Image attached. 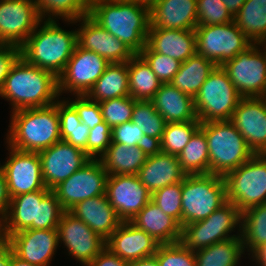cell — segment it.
I'll use <instances>...</instances> for the list:
<instances>
[{
	"label": "cell",
	"mask_w": 266,
	"mask_h": 266,
	"mask_svg": "<svg viewBox=\"0 0 266 266\" xmlns=\"http://www.w3.org/2000/svg\"><path fill=\"white\" fill-rule=\"evenodd\" d=\"M88 15L135 54L146 46L150 8L136 0H99L89 7Z\"/></svg>",
	"instance_id": "1"
},
{
	"label": "cell",
	"mask_w": 266,
	"mask_h": 266,
	"mask_svg": "<svg viewBox=\"0 0 266 266\" xmlns=\"http://www.w3.org/2000/svg\"><path fill=\"white\" fill-rule=\"evenodd\" d=\"M0 96L10 102L12 112L49 106L60 98L58 77L21 56L5 79Z\"/></svg>",
	"instance_id": "2"
},
{
	"label": "cell",
	"mask_w": 266,
	"mask_h": 266,
	"mask_svg": "<svg viewBox=\"0 0 266 266\" xmlns=\"http://www.w3.org/2000/svg\"><path fill=\"white\" fill-rule=\"evenodd\" d=\"M6 145L24 152H39L61 140L57 101L45 107L11 112Z\"/></svg>",
	"instance_id": "3"
},
{
	"label": "cell",
	"mask_w": 266,
	"mask_h": 266,
	"mask_svg": "<svg viewBox=\"0 0 266 266\" xmlns=\"http://www.w3.org/2000/svg\"><path fill=\"white\" fill-rule=\"evenodd\" d=\"M57 21L42 20L21 46V56L59 77L77 45V30H64Z\"/></svg>",
	"instance_id": "4"
},
{
	"label": "cell",
	"mask_w": 266,
	"mask_h": 266,
	"mask_svg": "<svg viewBox=\"0 0 266 266\" xmlns=\"http://www.w3.org/2000/svg\"><path fill=\"white\" fill-rule=\"evenodd\" d=\"M64 212L56 194L49 189L12 197L9 210L2 219L6 239L26 229L57 228Z\"/></svg>",
	"instance_id": "5"
},
{
	"label": "cell",
	"mask_w": 266,
	"mask_h": 266,
	"mask_svg": "<svg viewBox=\"0 0 266 266\" xmlns=\"http://www.w3.org/2000/svg\"><path fill=\"white\" fill-rule=\"evenodd\" d=\"M209 154V174L225 177L255 154L231 121L201 122Z\"/></svg>",
	"instance_id": "6"
},
{
	"label": "cell",
	"mask_w": 266,
	"mask_h": 266,
	"mask_svg": "<svg viewBox=\"0 0 266 266\" xmlns=\"http://www.w3.org/2000/svg\"><path fill=\"white\" fill-rule=\"evenodd\" d=\"M227 202L224 177L186 175L182 181V226L209 217Z\"/></svg>",
	"instance_id": "7"
},
{
	"label": "cell",
	"mask_w": 266,
	"mask_h": 266,
	"mask_svg": "<svg viewBox=\"0 0 266 266\" xmlns=\"http://www.w3.org/2000/svg\"><path fill=\"white\" fill-rule=\"evenodd\" d=\"M242 96L227 72L216 66L194 97V108L200 122L230 121Z\"/></svg>",
	"instance_id": "8"
},
{
	"label": "cell",
	"mask_w": 266,
	"mask_h": 266,
	"mask_svg": "<svg viewBox=\"0 0 266 266\" xmlns=\"http://www.w3.org/2000/svg\"><path fill=\"white\" fill-rule=\"evenodd\" d=\"M242 213L227 201L206 219L182 226L180 242L196 251L219 241L241 236ZM237 228V235L231 234Z\"/></svg>",
	"instance_id": "9"
},
{
	"label": "cell",
	"mask_w": 266,
	"mask_h": 266,
	"mask_svg": "<svg viewBox=\"0 0 266 266\" xmlns=\"http://www.w3.org/2000/svg\"><path fill=\"white\" fill-rule=\"evenodd\" d=\"M227 201L242 213L266 203V154H255L225 177Z\"/></svg>",
	"instance_id": "10"
},
{
	"label": "cell",
	"mask_w": 266,
	"mask_h": 266,
	"mask_svg": "<svg viewBox=\"0 0 266 266\" xmlns=\"http://www.w3.org/2000/svg\"><path fill=\"white\" fill-rule=\"evenodd\" d=\"M194 31L196 53L212 61L216 66H222L253 44L234 21L218 25L197 26Z\"/></svg>",
	"instance_id": "11"
},
{
	"label": "cell",
	"mask_w": 266,
	"mask_h": 266,
	"mask_svg": "<svg viewBox=\"0 0 266 266\" xmlns=\"http://www.w3.org/2000/svg\"><path fill=\"white\" fill-rule=\"evenodd\" d=\"M221 67L242 97H262L266 92V52L260 44H252Z\"/></svg>",
	"instance_id": "12"
},
{
	"label": "cell",
	"mask_w": 266,
	"mask_h": 266,
	"mask_svg": "<svg viewBox=\"0 0 266 266\" xmlns=\"http://www.w3.org/2000/svg\"><path fill=\"white\" fill-rule=\"evenodd\" d=\"M108 174L100 159H90L81 169L57 185L52 191L65 211L78 202L106 194Z\"/></svg>",
	"instance_id": "13"
},
{
	"label": "cell",
	"mask_w": 266,
	"mask_h": 266,
	"mask_svg": "<svg viewBox=\"0 0 266 266\" xmlns=\"http://www.w3.org/2000/svg\"><path fill=\"white\" fill-rule=\"evenodd\" d=\"M108 65L109 62L105 58L76 45L66 68L58 77L59 96H62V93H71L73 96L87 95Z\"/></svg>",
	"instance_id": "14"
},
{
	"label": "cell",
	"mask_w": 266,
	"mask_h": 266,
	"mask_svg": "<svg viewBox=\"0 0 266 266\" xmlns=\"http://www.w3.org/2000/svg\"><path fill=\"white\" fill-rule=\"evenodd\" d=\"M41 21L34 0H0V44L21 47Z\"/></svg>",
	"instance_id": "15"
},
{
	"label": "cell",
	"mask_w": 266,
	"mask_h": 266,
	"mask_svg": "<svg viewBox=\"0 0 266 266\" xmlns=\"http://www.w3.org/2000/svg\"><path fill=\"white\" fill-rule=\"evenodd\" d=\"M3 163L10 198L46 188L42 178L41 159L38 152H24L11 148Z\"/></svg>",
	"instance_id": "16"
},
{
	"label": "cell",
	"mask_w": 266,
	"mask_h": 266,
	"mask_svg": "<svg viewBox=\"0 0 266 266\" xmlns=\"http://www.w3.org/2000/svg\"><path fill=\"white\" fill-rule=\"evenodd\" d=\"M57 230L60 246L63 243L69 255L83 266L106 247V240L69 211L62 214Z\"/></svg>",
	"instance_id": "17"
},
{
	"label": "cell",
	"mask_w": 266,
	"mask_h": 266,
	"mask_svg": "<svg viewBox=\"0 0 266 266\" xmlns=\"http://www.w3.org/2000/svg\"><path fill=\"white\" fill-rule=\"evenodd\" d=\"M38 154L41 159L42 178L49 190H53L91 159L82 149L64 140L39 151Z\"/></svg>",
	"instance_id": "18"
},
{
	"label": "cell",
	"mask_w": 266,
	"mask_h": 266,
	"mask_svg": "<svg viewBox=\"0 0 266 266\" xmlns=\"http://www.w3.org/2000/svg\"><path fill=\"white\" fill-rule=\"evenodd\" d=\"M68 24L78 23L77 45L85 50L93 51L105 58L109 64L128 62L135 53L96 23L89 15L75 21H65Z\"/></svg>",
	"instance_id": "19"
},
{
	"label": "cell",
	"mask_w": 266,
	"mask_h": 266,
	"mask_svg": "<svg viewBox=\"0 0 266 266\" xmlns=\"http://www.w3.org/2000/svg\"><path fill=\"white\" fill-rule=\"evenodd\" d=\"M106 196L123 222L131 221L151 200L137 175H108Z\"/></svg>",
	"instance_id": "20"
},
{
	"label": "cell",
	"mask_w": 266,
	"mask_h": 266,
	"mask_svg": "<svg viewBox=\"0 0 266 266\" xmlns=\"http://www.w3.org/2000/svg\"><path fill=\"white\" fill-rule=\"evenodd\" d=\"M12 252L37 266H50L59 246L58 230L26 229L7 238Z\"/></svg>",
	"instance_id": "21"
},
{
	"label": "cell",
	"mask_w": 266,
	"mask_h": 266,
	"mask_svg": "<svg viewBox=\"0 0 266 266\" xmlns=\"http://www.w3.org/2000/svg\"><path fill=\"white\" fill-rule=\"evenodd\" d=\"M230 121L254 154H266V102L262 97H242Z\"/></svg>",
	"instance_id": "22"
},
{
	"label": "cell",
	"mask_w": 266,
	"mask_h": 266,
	"mask_svg": "<svg viewBox=\"0 0 266 266\" xmlns=\"http://www.w3.org/2000/svg\"><path fill=\"white\" fill-rule=\"evenodd\" d=\"M160 243L130 221L122 222L106 240V247L127 262L154 256Z\"/></svg>",
	"instance_id": "23"
},
{
	"label": "cell",
	"mask_w": 266,
	"mask_h": 266,
	"mask_svg": "<svg viewBox=\"0 0 266 266\" xmlns=\"http://www.w3.org/2000/svg\"><path fill=\"white\" fill-rule=\"evenodd\" d=\"M136 175L152 194L165 186L183 181L187 174L182 170L178 156L164 153L154 147Z\"/></svg>",
	"instance_id": "24"
},
{
	"label": "cell",
	"mask_w": 266,
	"mask_h": 266,
	"mask_svg": "<svg viewBox=\"0 0 266 266\" xmlns=\"http://www.w3.org/2000/svg\"><path fill=\"white\" fill-rule=\"evenodd\" d=\"M149 29L194 30L197 0H159L150 8Z\"/></svg>",
	"instance_id": "25"
},
{
	"label": "cell",
	"mask_w": 266,
	"mask_h": 266,
	"mask_svg": "<svg viewBox=\"0 0 266 266\" xmlns=\"http://www.w3.org/2000/svg\"><path fill=\"white\" fill-rule=\"evenodd\" d=\"M69 212L107 240L123 222L110 205L106 194L78 202Z\"/></svg>",
	"instance_id": "26"
},
{
	"label": "cell",
	"mask_w": 266,
	"mask_h": 266,
	"mask_svg": "<svg viewBox=\"0 0 266 266\" xmlns=\"http://www.w3.org/2000/svg\"><path fill=\"white\" fill-rule=\"evenodd\" d=\"M149 101L167 123L199 121L194 108V98L171 83H162Z\"/></svg>",
	"instance_id": "27"
},
{
	"label": "cell",
	"mask_w": 266,
	"mask_h": 266,
	"mask_svg": "<svg viewBox=\"0 0 266 266\" xmlns=\"http://www.w3.org/2000/svg\"><path fill=\"white\" fill-rule=\"evenodd\" d=\"M146 44L183 63L196 53V34L194 30L149 29Z\"/></svg>",
	"instance_id": "28"
},
{
	"label": "cell",
	"mask_w": 266,
	"mask_h": 266,
	"mask_svg": "<svg viewBox=\"0 0 266 266\" xmlns=\"http://www.w3.org/2000/svg\"><path fill=\"white\" fill-rule=\"evenodd\" d=\"M130 222L160 244L180 242L181 225L173 217L163 213L151 200Z\"/></svg>",
	"instance_id": "29"
},
{
	"label": "cell",
	"mask_w": 266,
	"mask_h": 266,
	"mask_svg": "<svg viewBox=\"0 0 266 266\" xmlns=\"http://www.w3.org/2000/svg\"><path fill=\"white\" fill-rule=\"evenodd\" d=\"M153 148L111 143L99 159L108 175H136Z\"/></svg>",
	"instance_id": "30"
},
{
	"label": "cell",
	"mask_w": 266,
	"mask_h": 266,
	"mask_svg": "<svg viewBox=\"0 0 266 266\" xmlns=\"http://www.w3.org/2000/svg\"><path fill=\"white\" fill-rule=\"evenodd\" d=\"M86 96L91 101L98 103L108 99L130 96L128 62L109 64Z\"/></svg>",
	"instance_id": "31"
},
{
	"label": "cell",
	"mask_w": 266,
	"mask_h": 266,
	"mask_svg": "<svg viewBox=\"0 0 266 266\" xmlns=\"http://www.w3.org/2000/svg\"><path fill=\"white\" fill-rule=\"evenodd\" d=\"M215 67L212 61L195 53L180 64L179 71L170 83L194 98Z\"/></svg>",
	"instance_id": "32"
},
{
	"label": "cell",
	"mask_w": 266,
	"mask_h": 266,
	"mask_svg": "<svg viewBox=\"0 0 266 266\" xmlns=\"http://www.w3.org/2000/svg\"><path fill=\"white\" fill-rule=\"evenodd\" d=\"M194 254L196 266H238L245 254L242 236L219 241Z\"/></svg>",
	"instance_id": "33"
},
{
	"label": "cell",
	"mask_w": 266,
	"mask_h": 266,
	"mask_svg": "<svg viewBox=\"0 0 266 266\" xmlns=\"http://www.w3.org/2000/svg\"><path fill=\"white\" fill-rule=\"evenodd\" d=\"M128 81L129 93L134 100L149 101L162 84L139 54L128 61Z\"/></svg>",
	"instance_id": "34"
},
{
	"label": "cell",
	"mask_w": 266,
	"mask_h": 266,
	"mask_svg": "<svg viewBox=\"0 0 266 266\" xmlns=\"http://www.w3.org/2000/svg\"><path fill=\"white\" fill-rule=\"evenodd\" d=\"M234 23L253 44L266 40V0H246Z\"/></svg>",
	"instance_id": "35"
},
{
	"label": "cell",
	"mask_w": 266,
	"mask_h": 266,
	"mask_svg": "<svg viewBox=\"0 0 266 266\" xmlns=\"http://www.w3.org/2000/svg\"><path fill=\"white\" fill-rule=\"evenodd\" d=\"M241 236L249 256L266 244V203L242 212Z\"/></svg>",
	"instance_id": "36"
},
{
	"label": "cell",
	"mask_w": 266,
	"mask_h": 266,
	"mask_svg": "<svg viewBox=\"0 0 266 266\" xmlns=\"http://www.w3.org/2000/svg\"><path fill=\"white\" fill-rule=\"evenodd\" d=\"M57 110L61 140L82 149L87 154V139L90 129L81 122L78 112L66 99L57 100Z\"/></svg>",
	"instance_id": "37"
},
{
	"label": "cell",
	"mask_w": 266,
	"mask_h": 266,
	"mask_svg": "<svg viewBox=\"0 0 266 266\" xmlns=\"http://www.w3.org/2000/svg\"><path fill=\"white\" fill-rule=\"evenodd\" d=\"M178 160L187 175L209 174L208 144L201 128L194 133L178 155Z\"/></svg>",
	"instance_id": "38"
},
{
	"label": "cell",
	"mask_w": 266,
	"mask_h": 266,
	"mask_svg": "<svg viewBox=\"0 0 266 266\" xmlns=\"http://www.w3.org/2000/svg\"><path fill=\"white\" fill-rule=\"evenodd\" d=\"M131 121L144 133L147 140L156 147L162 138L167 122L153 107L152 103L146 100H135Z\"/></svg>",
	"instance_id": "39"
},
{
	"label": "cell",
	"mask_w": 266,
	"mask_h": 266,
	"mask_svg": "<svg viewBox=\"0 0 266 266\" xmlns=\"http://www.w3.org/2000/svg\"><path fill=\"white\" fill-rule=\"evenodd\" d=\"M42 20L75 21L89 14L82 0H34Z\"/></svg>",
	"instance_id": "40"
},
{
	"label": "cell",
	"mask_w": 266,
	"mask_h": 266,
	"mask_svg": "<svg viewBox=\"0 0 266 266\" xmlns=\"http://www.w3.org/2000/svg\"><path fill=\"white\" fill-rule=\"evenodd\" d=\"M200 123V121L166 123L162 138L156 148L164 153L178 156L200 128Z\"/></svg>",
	"instance_id": "41"
},
{
	"label": "cell",
	"mask_w": 266,
	"mask_h": 266,
	"mask_svg": "<svg viewBox=\"0 0 266 266\" xmlns=\"http://www.w3.org/2000/svg\"><path fill=\"white\" fill-rule=\"evenodd\" d=\"M151 201L182 227V181L155 191L151 194Z\"/></svg>",
	"instance_id": "42"
},
{
	"label": "cell",
	"mask_w": 266,
	"mask_h": 266,
	"mask_svg": "<svg viewBox=\"0 0 266 266\" xmlns=\"http://www.w3.org/2000/svg\"><path fill=\"white\" fill-rule=\"evenodd\" d=\"M135 100L131 96L104 100L99 103L103 120L112 128L132 120Z\"/></svg>",
	"instance_id": "43"
},
{
	"label": "cell",
	"mask_w": 266,
	"mask_h": 266,
	"mask_svg": "<svg viewBox=\"0 0 266 266\" xmlns=\"http://www.w3.org/2000/svg\"><path fill=\"white\" fill-rule=\"evenodd\" d=\"M139 55L147 62L161 83H170L179 71L180 61L153 51L147 44Z\"/></svg>",
	"instance_id": "44"
},
{
	"label": "cell",
	"mask_w": 266,
	"mask_h": 266,
	"mask_svg": "<svg viewBox=\"0 0 266 266\" xmlns=\"http://www.w3.org/2000/svg\"><path fill=\"white\" fill-rule=\"evenodd\" d=\"M154 256L159 266H196L194 251L181 242L160 244Z\"/></svg>",
	"instance_id": "45"
},
{
	"label": "cell",
	"mask_w": 266,
	"mask_h": 266,
	"mask_svg": "<svg viewBox=\"0 0 266 266\" xmlns=\"http://www.w3.org/2000/svg\"><path fill=\"white\" fill-rule=\"evenodd\" d=\"M233 20L222 0H197L198 26L225 24Z\"/></svg>",
	"instance_id": "46"
},
{
	"label": "cell",
	"mask_w": 266,
	"mask_h": 266,
	"mask_svg": "<svg viewBox=\"0 0 266 266\" xmlns=\"http://www.w3.org/2000/svg\"><path fill=\"white\" fill-rule=\"evenodd\" d=\"M111 143H121L126 146L154 147L132 121L111 128Z\"/></svg>",
	"instance_id": "47"
},
{
	"label": "cell",
	"mask_w": 266,
	"mask_h": 266,
	"mask_svg": "<svg viewBox=\"0 0 266 266\" xmlns=\"http://www.w3.org/2000/svg\"><path fill=\"white\" fill-rule=\"evenodd\" d=\"M111 142V127L103 121L89 130L87 155L91 159H99L111 145Z\"/></svg>",
	"instance_id": "48"
},
{
	"label": "cell",
	"mask_w": 266,
	"mask_h": 266,
	"mask_svg": "<svg viewBox=\"0 0 266 266\" xmlns=\"http://www.w3.org/2000/svg\"><path fill=\"white\" fill-rule=\"evenodd\" d=\"M74 97L75 100L69 101L68 98L66 100L75 108L81 122L89 129L104 121L98 102L91 101L86 95Z\"/></svg>",
	"instance_id": "49"
},
{
	"label": "cell",
	"mask_w": 266,
	"mask_h": 266,
	"mask_svg": "<svg viewBox=\"0 0 266 266\" xmlns=\"http://www.w3.org/2000/svg\"><path fill=\"white\" fill-rule=\"evenodd\" d=\"M20 57L21 47L11 44H0V90L12 67Z\"/></svg>",
	"instance_id": "50"
},
{
	"label": "cell",
	"mask_w": 266,
	"mask_h": 266,
	"mask_svg": "<svg viewBox=\"0 0 266 266\" xmlns=\"http://www.w3.org/2000/svg\"><path fill=\"white\" fill-rule=\"evenodd\" d=\"M86 266H129V262L123 260L118 255L113 254L107 247H105Z\"/></svg>",
	"instance_id": "51"
},
{
	"label": "cell",
	"mask_w": 266,
	"mask_h": 266,
	"mask_svg": "<svg viewBox=\"0 0 266 266\" xmlns=\"http://www.w3.org/2000/svg\"><path fill=\"white\" fill-rule=\"evenodd\" d=\"M10 201L11 198L8 192L7 181L0 163V219H3L6 216L9 210Z\"/></svg>",
	"instance_id": "52"
},
{
	"label": "cell",
	"mask_w": 266,
	"mask_h": 266,
	"mask_svg": "<svg viewBox=\"0 0 266 266\" xmlns=\"http://www.w3.org/2000/svg\"><path fill=\"white\" fill-rule=\"evenodd\" d=\"M0 266H10V245L7 240L0 246Z\"/></svg>",
	"instance_id": "53"
},
{
	"label": "cell",
	"mask_w": 266,
	"mask_h": 266,
	"mask_svg": "<svg viewBox=\"0 0 266 266\" xmlns=\"http://www.w3.org/2000/svg\"><path fill=\"white\" fill-rule=\"evenodd\" d=\"M251 261L255 262V266H266V244L260 247L252 256Z\"/></svg>",
	"instance_id": "54"
},
{
	"label": "cell",
	"mask_w": 266,
	"mask_h": 266,
	"mask_svg": "<svg viewBox=\"0 0 266 266\" xmlns=\"http://www.w3.org/2000/svg\"><path fill=\"white\" fill-rule=\"evenodd\" d=\"M245 1L246 0H222V2L226 5L228 12L233 17L239 12Z\"/></svg>",
	"instance_id": "55"
},
{
	"label": "cell",
	"mask_w": 266,
	"mask_h": 266,
	"mask_svg": "<svg viewBox=\"0 0 266 266\" xmlns=\"http://www.w3.org/2000/svg\"><path fill=\"white\" fill-rule=\"evenodd\" d=\"M129 266H159V263L155 256H151V257L129 262Z\"/></svg>",
	"instance_id": "56"
},
{
	"label": "cell",
	"mask_w": 266,
	"mask_h": 266,
	"mask_svg": "<svg viewBox=\"0 0 266 266\" xmlns=\"http://www.w3.org/2000/svg\"><path fill=\"white\" fill-rule=\"evenodd\" d=\"M10 266H37L34 264H31L21 258H18L11 250L10 247Z\"/></svg>",
	"instance_id": "57"
},
{
	"label": "cell",
	"mask_w": 266,
	"mask_h": 266,
	"mask_svg": "<svg viewBox=\"0 0 266 266\" xmlns=\"http://www.w3.org/2000/svg\"><path fill=\"white\" fill-rule=\"evenodd\" d=\"M6 236L4 233V225H3V220L0 219V246L6 241Z\"/></svg>",
	"instance_id": "58"
},
{
	"label": "cell",
	"mask_w": 266,
	"mask_h": 266,
	"mask_svg": "<svg viewBox=\"0 0 266 266\" xmlns=\"http://www.w3.org/2000/svg\"><path fill=\"white\" fill-rule=\"evenodd\" d=\"M136 1L139 2L141 5L151 8L159 0H136Z\"/></svg>",
	"instance_id": "59"
},
{
	"label": "cell",
	"mask_w": 266,
	"mask_h": 266,
	"mask_svg": "<svg viewBox=\"0 0 266 266\" xmlns=\"http://www.w3.org/2000/svg\"><path fill=\"white\" fill-rule=\"evenodd\" d=\"M88 7H90L92 4H94L96 1L99 0H82Z\"/></svg>",
	"instance_id": "60"
},
{
	"label": "cell",
	"mask_w": 266,
	"mask_h": 266,
	"mask_svg": "<svg viewBox=\"0 0 266 266\" xmlns=\"http://www.w3.org/2000/svg\"><path fill=\"white\" fill-rule=\"evenodd\" d=\"M263 48L262 49H264L265 50V52H266V40H264L261 44H260Z\"/></svg>",
	"instance_id": "61"
},
{
	"label": "cell",
	"mask_w": 266,
	"mask_h": 266,
	"mask_svg": "<svg viewBox=\"0 0 266 266\" xmlns=\"http://www.w3.org/2000/svg\"><path fill=\"white\" fill-rule=\"evenodd\" d=\"M262 98H263L264 101L266 102V92L264 93V95L262 96Z\"/></svg>",
	"instance_id": "62"
}]
</instances>
